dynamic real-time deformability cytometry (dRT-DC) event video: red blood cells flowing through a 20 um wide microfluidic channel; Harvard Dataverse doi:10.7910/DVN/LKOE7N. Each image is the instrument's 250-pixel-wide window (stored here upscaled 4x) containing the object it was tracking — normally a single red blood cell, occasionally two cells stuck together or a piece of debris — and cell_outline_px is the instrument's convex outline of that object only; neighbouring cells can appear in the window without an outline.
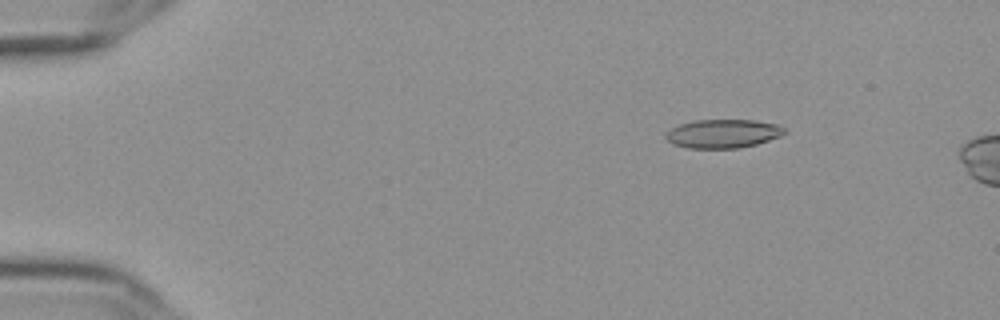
{"species": "Egyptian fruit bat (a non-hibernating species)", "species_latin": "Rousettus aegyptiacus", "temperature_condition": "cold", "stored_images_in_passage": 58, "camera_frame_rate_fps": 3000, "um_per_image_px": 0.085, "frame": {"image": 1, "passage_image": 9, "time_ms": 2.667, "image_size_px": [1000, 320], "cell_outline_px": [[788, 132], [784, 136], [756, 144], [740, 148], [688, 148], [672, 144], [664, 136], [664, 132], [680, 124], [696, 120], [756, 120], [780, 124]], "centroid_in_image_um": [61.5, 11.36], "position_along_channel_um": 23.5, "area_um2": 20.17}}
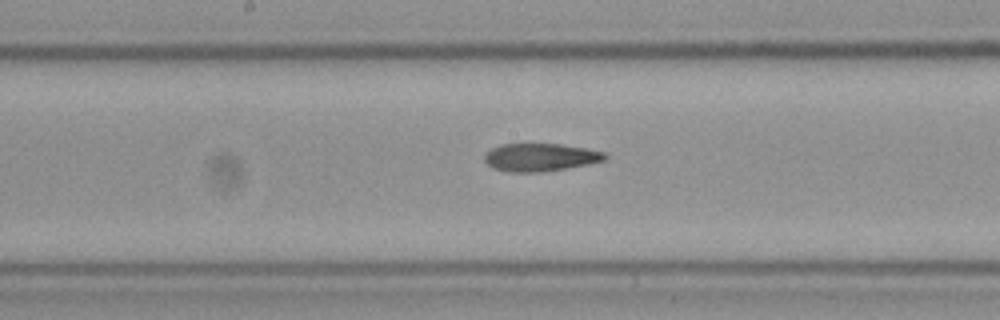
{"frame": {"image": 2, "passage_image": 31, "time_ms": 10.0, "image_size_px": [1000, 320], "cell_outline_px": [[608, 156], [604, 160], [588, 164], [540, 172], [508, 172], [492, 168], [484, 160], [484, 152], [500, 144], [560, 144], [588, 148], [608, 152]], "centroid_in_image_um": [45.92, 13.36], "position_along_channel_um": 202.3, "area_um2": 19.71}}
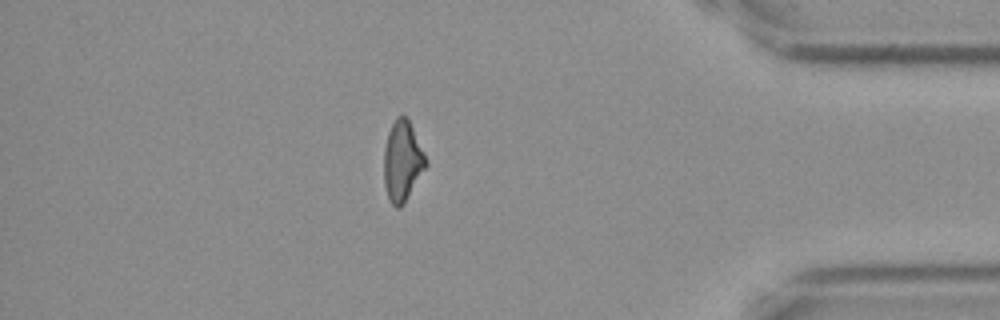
{"frame": {"image": 3, "passage_image": 50, "time_ms": 16.333, "image_size_px": [1000, 320], "cell_outline_px": [[428, 164], [404, 204], [400, 208], [396, 208], [388, 200], [384, 184], [384, 148], [388, 132], [396, 116], [404, 116], [408, 120], [428, 160]], "centroid_in_image_um": [34.2, 13.74], "position_along_channel_um": 401.0, "area_um2": 19.65}, "authors_computed_cell_mechanics": {"area_um2": 19.9699, "velocity_mm_per_s": 3.6458, "shape_relaxation_time_tau1_ms": null, "shape_relaxation_time_tau2_ms": 5.7328, "deformation_change_tau1": null, "deformation_change_tau2": 0.1503}}